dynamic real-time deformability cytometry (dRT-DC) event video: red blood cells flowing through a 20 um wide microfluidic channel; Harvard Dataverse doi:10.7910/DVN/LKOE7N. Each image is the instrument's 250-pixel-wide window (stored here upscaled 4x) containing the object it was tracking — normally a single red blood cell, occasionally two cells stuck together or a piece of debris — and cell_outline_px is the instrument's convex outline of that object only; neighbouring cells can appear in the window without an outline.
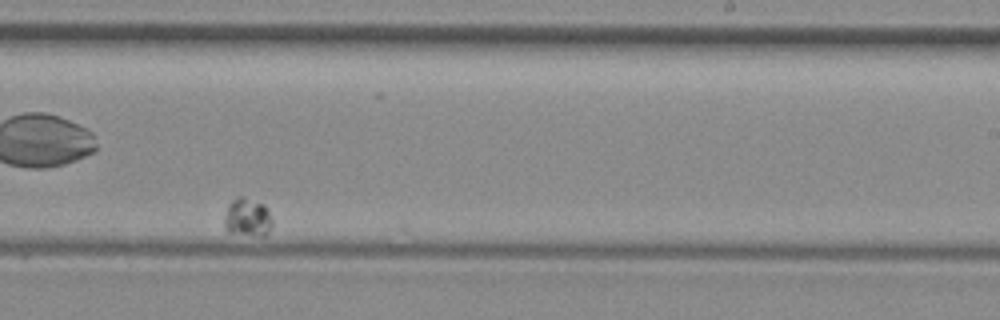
{"species": "common noctule bat (a hibernating species)", "species_latin": "Nyctalus noctula", "temperature_condition": "room temperature", "stored_images_in_passage": 40, "segment_of_instrument_passage": [2, 2], "camera_frame_rate_fps": 3000, "um_per_image_px": 0.085, "animal": {"sex": "female", "body_mass_g": 29.2, "forearm_length_mm": 56.3}, "frame": {"image": 1, "passage_image": 21, "time_ms": 6.667, "image_size_px": [1000, 320], "cell_outline_px": [[272, 224], [268, 232], [264, 236], [260, 236], [228, 232], [224, 224], [224, 216], [228, 204], [236, 196], [244, 196], [264, 204], [272, 216]], "centroid_in_image_um": [21.03, 18.46], "position_along_channel_um": 268.0, "area_um2": 10.87}}